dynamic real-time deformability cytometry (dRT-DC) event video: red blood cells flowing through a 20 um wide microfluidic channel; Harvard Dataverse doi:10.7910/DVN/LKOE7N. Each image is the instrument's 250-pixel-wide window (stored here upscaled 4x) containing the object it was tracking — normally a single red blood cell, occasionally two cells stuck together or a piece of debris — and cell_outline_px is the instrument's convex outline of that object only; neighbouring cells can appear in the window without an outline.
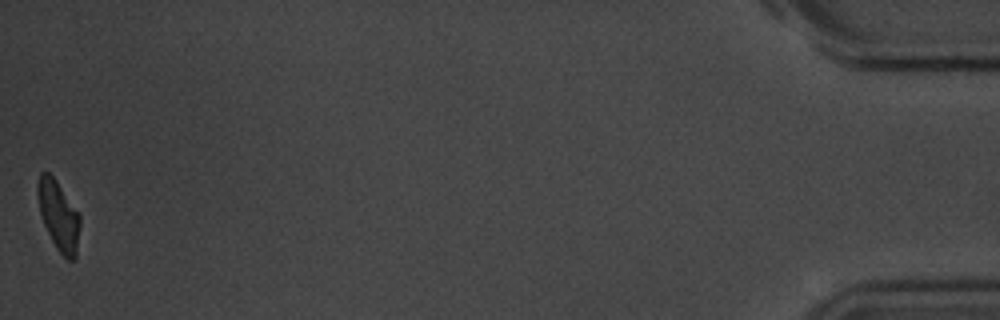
{"species": "common noctule bat (a hibernating species)", "species_latin": "Nyctalus noctula", "temperature_condition": "room temperature", "stored_images_in_passage": 43, "camera_frame_rate_fps": 3000, "um_per_image_px": 0.085, "animal": {"sex": "male", "body_mass_g": 20.1, "forearm_length_mm": 53.5}, "frame": {"image": 1, "passage_image": 43, "time_ms": 14.0, "image_size_px": [1000, 320], "cell_outline_px": [[80, 224], [76, 260], [68, 260], [56, 248], [44, 224], [40, 212], [36, 192], [36, 188], [40, 172], [48, 172], [56, 180], [80, 216]], "centroid_in_image_um": [4.97, 18.33], "position_along_channel_um": 430.2, "area_um2": 16.99}, "authors_computed_cell_mechanics": {"area_um2": 18.207, "velocity_mm_per_s": 3.5891, "shape_relaxation_time_tau1_ms": 3.5409, "shape_relaxation_time_tau2_ms": 5.5402, "deformation_change_tau1": 0.1461, "deformation_change_tau2": 0.1362}}